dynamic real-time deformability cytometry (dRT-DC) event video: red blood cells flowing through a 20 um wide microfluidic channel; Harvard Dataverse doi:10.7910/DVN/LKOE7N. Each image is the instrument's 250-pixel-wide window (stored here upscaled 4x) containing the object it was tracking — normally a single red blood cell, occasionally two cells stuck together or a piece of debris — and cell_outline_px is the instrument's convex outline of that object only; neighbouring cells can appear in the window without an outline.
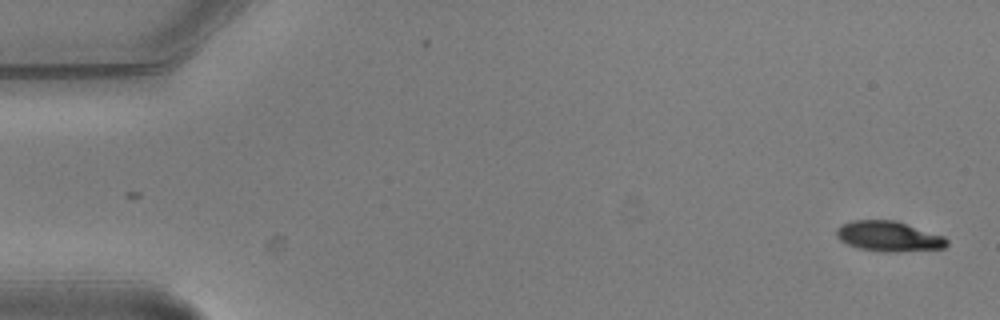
{"species": "common noctule bat (a hibernating species)", "species_latin": "Nyctalus noctula", "temperature_condition": "warm", "stored_images_in_passage": 4, "segment_of_instrument_passage": [2, 2], "camera_frame_rate_fps": 3000, "um_per_image_px": 0.085, "animal": {"sex": "male", "body_mass_g": 20.5, "forearm_length_mm": 52.5}, "frame": {"image": 1, "passage_image": 4, "time_ms": 1.0, "image_size_px": [1000, 320], "cell_outline_px": [[948, 244], [944, 248], [896, 252], [884, 252], [860, 248], [848, 244], [840, 240], [836, 236], [836, 228], [840, 224], [852, 220], [896, 220], [944, 236], [948, 240]], "centroid_in_image_um": [75.53, 20.08], "position_along_channel_um": 9.5, "area_um2": 19.54}}